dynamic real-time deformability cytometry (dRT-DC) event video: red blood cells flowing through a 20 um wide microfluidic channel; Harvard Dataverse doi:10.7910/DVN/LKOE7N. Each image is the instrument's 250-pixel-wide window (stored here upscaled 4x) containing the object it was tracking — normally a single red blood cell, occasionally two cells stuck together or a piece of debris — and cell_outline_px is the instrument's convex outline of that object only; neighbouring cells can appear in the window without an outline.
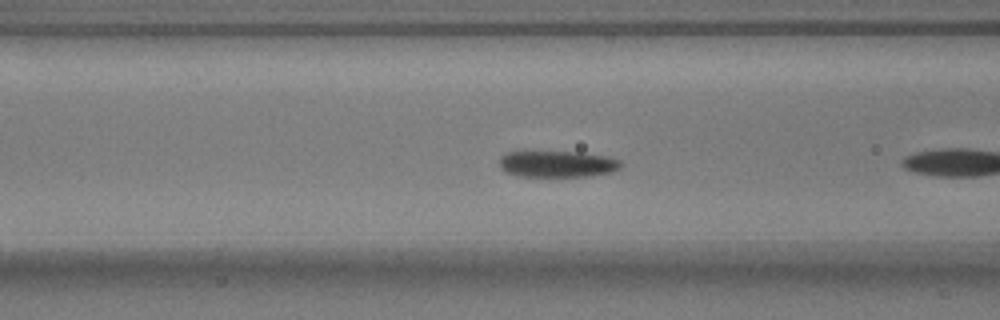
{"species": "common noctule bat (a hibernating species)", "species_latin": "Nyctalus noctula", "temperature_condition": "warm", "stored_images_in_passage": 7, "camera_frame_rate_fps": 3000, "um_per_image_px": 0.085, "animal": {"sex": "male", "body_mass_g": 17.9}, "frame": {"image": 1, "passage_image": 6, "time_ms": 1.667, "image_size_px": [1000, 320], "cell_outline_px": [[624, 164], [620, 168], [612, 172], [592, 176], [520, 176], [504, 172], [500, 168], [500, 156], [508, 152], [524, 148], [580, 152], [608, 156], [620, 160]], "centroid_in_image_um": [47.32, 13.88], "position_along_channel_um": 119.3, "area_um2": 19.88}}